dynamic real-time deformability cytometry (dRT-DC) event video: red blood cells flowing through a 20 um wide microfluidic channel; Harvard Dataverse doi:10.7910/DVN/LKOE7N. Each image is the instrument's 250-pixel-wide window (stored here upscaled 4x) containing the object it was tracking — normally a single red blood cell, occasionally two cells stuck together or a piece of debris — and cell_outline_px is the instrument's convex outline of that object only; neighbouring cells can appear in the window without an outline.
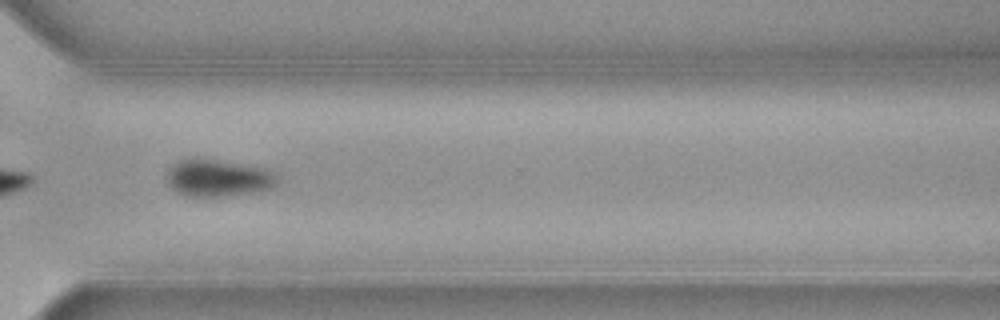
{"species": "common noctule bat (a hibernating species)", "species_latin": "Nyctalus noctula", "temperature_condition": "cold", "stored_images_in_passage": 36, "camera_frame_rate_fps": 3000, "um_per_image_px": 0.085, "animal": {"sex": "female", "body_mass_g": 19.3, "forearm_length_mm": 54.1}, "frame": {"image": 1, "passage_image": 26, "time_ms": 8.333, "image_size_px": [1000, 320], "cell_outline_px": [[280, 184], [272, 188], [252, 192], [224, 196], [184, 196], [176, 192], [172, 188], [168, 180], [168, 168], [180, 160], [196, 156], [252, 164], [268, 168], [280, 180]], "centroid_in_image_um": [18.59, 15.09], "position_along_channel_um": 352.0, "area_um2": 24.62}, "authors_computed_cell_mechanics": {"area_um2": 25.1719, "velocity_mm_per_s": 3.6595, "shape_relaxation_time_tau1_ms": 1.9304, "shape_relaxation_time_tau2_ms": null, "deformation_change_tau1": 0.0738, "deformation_change_tau2": null}}